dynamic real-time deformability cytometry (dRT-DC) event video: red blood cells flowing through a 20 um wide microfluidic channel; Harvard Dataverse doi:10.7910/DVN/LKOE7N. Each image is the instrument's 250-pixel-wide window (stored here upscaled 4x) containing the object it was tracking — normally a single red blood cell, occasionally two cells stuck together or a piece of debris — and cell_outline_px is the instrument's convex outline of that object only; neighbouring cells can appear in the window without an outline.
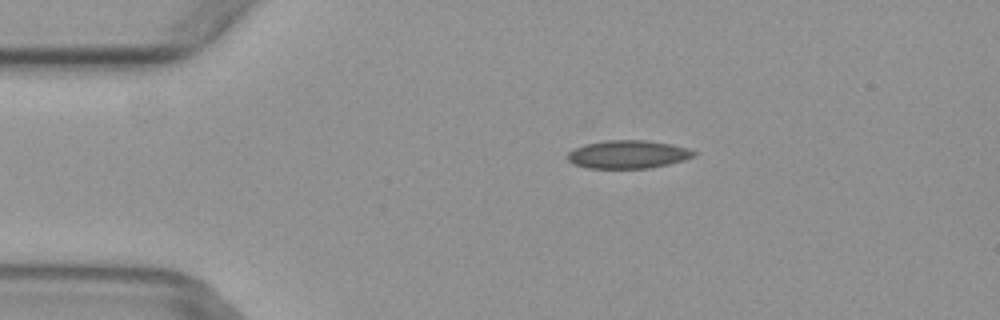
{"species": "common noctule bat (a hibernating species)", "species_latin": "Nyctalus noctula", "temperature_condition": "warm", "stored_images_in_passage": 2, "camera_frame_rate_fps": 3000, "um_per_image_px": 0.085, "animal": {"sex": "female", "body_mass_g": 29.2, "forearm_length_mm": 56.3}, "frame": {"image": 1, "passage_image": 1, "time_ms": 0.0, "image_size_px": [1000, 320], "cell_outline_px": [[696, 156], [684, 160], [668, 164], [648, 168], [588, 168], [576, 164], [568, 160], [568, 152], [584, 144], [604, 140], [648, 140], [672, 144], [688, 148], [696, 152]], "centroid_in_image_um": [53.41, 13.11], "position_along_channel_um": 31.6, "area_um2": 20.69}}